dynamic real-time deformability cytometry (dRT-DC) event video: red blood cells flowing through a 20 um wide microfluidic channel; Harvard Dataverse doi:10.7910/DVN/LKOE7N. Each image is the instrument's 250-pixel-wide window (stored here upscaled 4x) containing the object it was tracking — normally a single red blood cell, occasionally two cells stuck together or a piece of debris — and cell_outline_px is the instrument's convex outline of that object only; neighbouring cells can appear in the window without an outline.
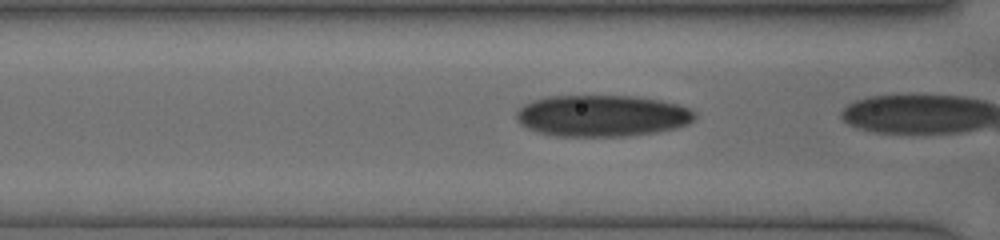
{"species": "human", "species_latin": "Homo sapiens", "temperature_condition": "cold", "stored_images_in_passage": 15, "camera_frame_rate_fps": 3000, "um_per_image_px": 0.085, "donor": {"sex": "female"}, "frame": {"image": 1, "passage_image": 13, "time_ms": 6.667, "image_size_px": [1000, 240], "cell_outline_px": [[696, 116], [688, 124], [676, 128], [656, 132], [628, 136], [556, 136], [540, 132], [528, 128], [520, 124], [516, 120], [516, 112], [524, 104], [532, 100], [548, 96], [636, 96], [660, 100], [680, 104], [696, 112]], "centroid_in_image_um": [51.19, 9.83], "position_along_channel_um": 115.4, "area_um2": 43.35}}